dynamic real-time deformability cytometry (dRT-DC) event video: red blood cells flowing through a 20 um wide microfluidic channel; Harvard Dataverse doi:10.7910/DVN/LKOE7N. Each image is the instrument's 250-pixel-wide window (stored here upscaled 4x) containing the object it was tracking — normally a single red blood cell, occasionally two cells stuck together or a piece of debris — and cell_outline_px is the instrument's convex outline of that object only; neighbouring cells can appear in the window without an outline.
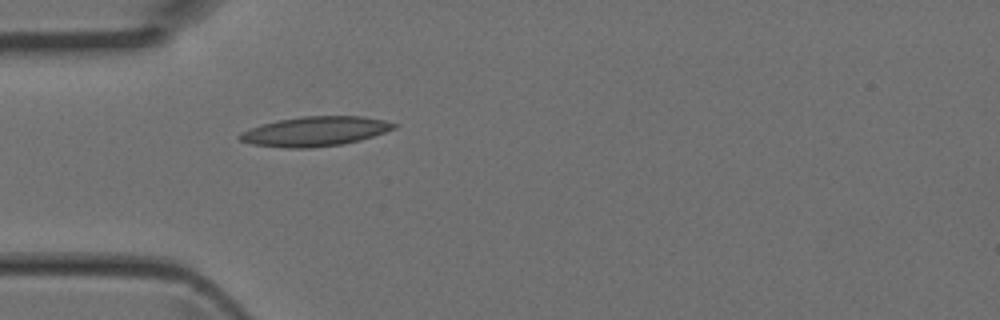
{"species": "Egyptian fruit bat (a non-hibernating species)", "species_latin": "Rousettus aegyptiacus", "temperature_condition": "room temperature", "stored_images_in_passage": 1, "camera_frame_rate_fps": 3000, "um_per_image_px": 0.085, "animal": {"sex": "female"}, "frame": {"image": 1, "passage_image": 1, "time_ms": 0.0, "image_size_px": [1000, 320], "cell_outline_px": [[400, 124], [396, 128], [360, 140], [340, 144], [312, 148], [288, 148], [252, 144], [240, 140], [236, 136], [240, 132], [264, 124], [280, 120], [304, 116], [364, 116], [384, 120]], "centroid_in_image_um": [26.81, 11.16], "position_along_channel_um": 58.2, "area_um2": 26.41}}